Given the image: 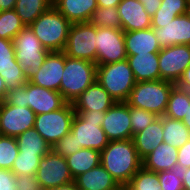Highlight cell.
Returning <instances> with one entry per match:
<instances>
[{
	"instance_id": "24",
	"label": "cell",
	"mask_w": 190,
	"mask_h": 190,
	"mask_svg": "<svg viewBox=\"0 0 190 190\" xmlns=\"http://www.w3.org/2000/svg\"><path fill=\"white\" fill-rule=\"evenodd\" d=\"M178 148L161 143L142 160V166L153 172L177 169Z\"/></svg>"
},
{
	"instance_id": "45",
	"label": "cell",
	"mask_w": 190,
	"mask_h": 190,
	"mask_svg": "<svg viewBox=\"0 0 190 190\" xmlns=\"http://www.w3.org/2000/svg\"><path fill=\"white\" fill-rule=\"evenodd\" d=\"M177 16H180L178 12L160 11L159 8L152 16V24H167Z\"/></svg>"
},
{
	"instance_id": "55",
	"label": "cell",
	"mask_w": 190,
	"mask_h": 190,
	"mask_svg": "<svg viewBox=\"0 0 190 190\" xmlns=\"http://www.w3.org/2000/svg\"><path fill=\"white\" fill-rule=\"evenodd\" d=\"M116 190H127V188L125 186H121V187L117 188Z\"/></svg>"
},
{
	"instance_id": "4",
	"label": "cell",
	"mask_w": 190,
	"mask_h": 190,
	"mask_svg": "<svg viewBox=\"0 0 190 190\" xmlns=\"http://www.w3.org/2000/svg\"><path fill=\"white\" fill-rule=\"evenodd\" d=\"M175 83L167 80L136 82L126 103L135 108L144 109L164 116L168 98Z\"/></svg>"
},
{
	"instance_id": "48",
	"label": "cell",
	"mask_w": 190,
	"mask_h": 190,
	"mask_svg": "<svg viewBox=\"0 0 190 190\" xmlns=\"http://www.w3.org/2000/svg\"><path fill=\"white\" fill-rule=\"evenodd\" d=\"M184 190H190V168L180 170Z\"/></svg>"
},
{
	"instance_id": "46",
	"label": "cell",
	"mask_w": 190,
	"mask_h": 190,
	"mask_svg": "<svg viewBox=\"0 0 190 190\" xmlns=\"http://www.w3.org/2000/svg\"><path fill=\"white\" fill-rule=\"evenodd\" d=\"M145 11L152 17L159 9L162 0H140Z\"/></svg>"
},
{
	"instance_id": "13",
	"label": "cell",
	"mask_w": 190,
	"mask_h": 190,
	"mask_svg": "<svg viewBox=\"0 0 190 190\" xmlns=\"http://www.w3.org/2000/svg\"><path fill=\"white\" fill-rule=\"evenodd\" d=\"M36 114L29 107L0 104V135L17 137L28 129L34 128Z\"/></svg>"
},
{
	"instance_id": "29",
	"label": "cell",
	"mask_w": 190,
	"mask_h": 190,
	"mask_svg": "<svg viewBox=\"0 0 190 190\" xmlns=\"http://www.w3.org/2000/svg\"><path fill=\"white\" fill-rule=\"evenodd\" d=\"M53 0H16L15 12L25 26H30L43 12L52 6Z\"/></svg>"
},
{
	"instance_id": "43",
	"label": "cell",
	"mask_w": 190,
	"mask_h": 190,
	"mask_svg": "<svg viewBox=\"0 0 190 190\" xmlns=\"http://www.w3.org/2000/svg\"><path fill=\"white\" fill-rule=\"evenodd\" d=\"M190 168V139L178 148L177 169L184 170Z\"/></svg>"
},
{
	"instance_id": "38",
	"label": "cell",
	"mask_w": 190,
	"mask_h": 190,
	"mask_svg": "<svg viewBox=\"0 0 190 190\" xmlns=\"http://www.w3.org/2000/svg\"><path fill=\"white\" fill-rule=\"evenodd\" d=\"M80 149L81 145L77 144L75 136L71 132L63 136L51 147V150L64 158L69 157Z\"/></svg>"
},
{
	"instance_id": "47",
	"label": "cell",
	"mask_w": 190,
	"mask_h": 190,
	"mask_svg": "<svg viewBox=\"0 0 190 190\" xmlns=\"http://www.w3.org/2000/svg\"><path fill=\"white\" fill-rule=\"evenodd\" d=\"M175 85L183 90L190 92V65L185 69L181 78Z\"/></svg>"
},
{
	"instance_id": "37",
	"label": "cell",
	"mask_w": 190,
	"mask_h": 190,
	"mask_svg": "<svg viewBox=\"0 0 190 190\" xmlns=\"http://www.w3.org/2000/svg\"><path fill=\"white\" fill-rule=\"evenodd\" d=\"M159 116L150 111L139 109L130 106V119L132 127V137L136 133L145 129L153 121H155Z\"/></svg>"
},
{
	"instance_id": "31",
	"label": "cell",
	"mask_w": 190,
	"mask_h": 190,
	"mask_svg": "<svg viewBox=\"0 0 190 190\" xmlns=\"http://www.w3.org/2000/svg\"><path fill=\"white\" fill-rule=\"evenodd\" d=\"M187 101H190V92L175 85L170 92L164 116L182 120L186 114Z\"/></svg>"
},
{
	"instance_id": "2",
	"label": "cell",
	"mask_w": 190,
	"mask_h": 190,
	"mask_svg": "<svg viewBox=\"0 0 190 190\" xmlns=\"http://www.w3.org/2000/svg\"><path fill=\"white\" fill-rule=\"evenodd\" d=\"M72 23L53 5L29 27L41 44L50 52L63 51Z\"/></svg>"
},
{
	"instance_id": "49",
	"label": "cell",
	"mask_w": 190,
	"mask_h": 190,
	"mask_svg": "<svg viewBox=\"0 0 190 190\" xmlns=\"http://www.w3.org/2000/svg\"><path fill=\"white\" fill-rule=\"evenodd\" d=\"M16 0H0V12L13 10L15 8Z\"/></svg>"
},
{
	"instance_id": "26",
	"label": "cell",
	"mask_w": 190,
	"mask_h": 190,
	"mask_svg": "<svg viewBox=\"0 0 190 190\" xmlns=\"http://www.w3.org/2000/svg\"><path fill=\"white\" fill-rule=\"evenodd\" d=\"M136 82L160 80L158 53L127 55Z\"/></svg>"
},
{
	"instance_id": "44",
	"label": "cell",
	"mask_w": 190,
	"mask_h": 190,
	"mask_svg": "<svg viewBox=\"0 0 190 190\" xmlns=\"http://www.w3.org/2000/svg\"><path fill=\"white\" fill-rule=\"evenodd\" d=\"M16 176L10 170L0 169V190H17Z\"/></svg>"
},
{
	"instance_id": "5",
	"label": "cell",
	"mask_w": 190,
	"mask_h": 190,
	"mask_svg": "<svg viewBox=\"0 0 190 190\" xmlns=\"http://www.w3.org/2000/svg\"><path fill=\"white\" fill-rule=\"evenodd\" d=\"M96 81L116 102H126L136 84L127 59L106 65H97Z\"/></svg>"
},
{
	"instance_id": "20",
	"label": "cell",
	"mask_w": 190,
	"mask_h": 190,
	"mask_svg": "<svg viewBox=\"0 0 190 190\" xmlns=\"http://www.w3.org/2000/svg\"><path fill=\"white\" fill-rule=\"evenodd\" d=\"M116 101L95 81L73 103L74 111L106 112Z\"/></svg>"
},
{
	"instance_id": "3",
	"label": "cell",
	"mask_w": 190,
	"mask_h": 190,
	"mask_svg": "<svg viewBox=\"0 0 190 190\" xmlns=\"http://www.w3.org/2000/svg\"><path fill=\"white\" fill-rule=\"evenodd\" d=\"M96 69V63L85 59L71 58L65 54L60 93L67 103L73 104L96 81Z\"/></svg>"
},
{
	"instance_id": "27",
	"label": "cell",
	"mask_w": 190,
	"mask_h": 190,
	"mask_svg": "<svg viewBox=\"0 0 190 190\" xmlns=\"http://www.w3.org/2000/svg\"><path fill=\"white\" fill-rule=\"evenodd\" d=\"M70 173L75 179L100 164V151L89 148H81L66 158Z\"/></svg>"
},
{
	"instance_id": "41",
	"label": "cell",
	"mask_w": 190,
	"mask_h": 190,
	"mask_svg": "<svg viewBox=\"0 0 190 190\" xmlns=\"http://www.w3.org/2000/svg\"><path fill=\"white\" fill-rule=\"evenodd\" d=\"M17 190H42L36 175L16 176Z\"/></svg>"
},
{
	"instance_id": "51",
	"label": "cell",
	"mask_w": 190,
	"mask_h": 190,
	"mask_svg": "<svg viewBox=\"0 0 190 190\" xmlns=\"http://www.w3.org/2000/svg\"><path fill=\"white\" fill-rule=\"evenodd\" d=\"M7 88L5 86L4 79L0 75V104L5 101L7 95Z\"/></svg>"
},
{
	"instance_id": "7",
	"label": "cell",
	"mask_w": 190,
	"mask_h": 190,
	"mask_svg": "<svg viewBox=\"0 0 190 190\" xmlns=\"http://www.w3.org/2000/svg\"><path fill=\"white\" fill-rule=\"evenodd\" d=\"M12 42L15 58L29 80L39 71L50 51L41 44L29 26H25Z\"/></svg>"
},
{
	"instance_id": "39",
	"label": "cell",
	"mask_w": 190,
	"mask_h": 190,
	"mask_svg": "<svg viewBox=\"0 0 190 190\" xmlns=\"http://www.w3.org/2000/svg\"><path fill=\"white\" fill-rule=\"evenodd\" d=\"M161 190H183L179 169L158 172Z\"/></svg>"
},
{
	"instance_id": "25",
	"label": "cell",
	"mask_w": 190,
	"mask_h": 190,
	"mask_svg": "<svg viewBox=\"0 0 190 190\" xmlns=\"http://www.w3.org/2000/svg\"><path fill=\"white\" fill-rule=\"evenodd\" d=\"M74 182L80 190H116L121 187L101 164L80 174Z\"/></svg>"
},
{
	"instance_id": "14",
	"label": "cell",
	"mask_w": 190,
	"mask_h": 190,
	"mask_svg": "<svg viewBox=\"0 0 190 190\" xmlns=\"http://www.w3.org/2000/svg\"><path fill=\"white\" fill-rule=\"evenodd\" d=\"M109 141L132 139L130 106L115 102L106 112L101 124Z\"/></svg>"
},
{
	"instance_id": "50",
	"label": "cell",
	"mask_w": 190,
	"mask_h": 190,
	"mask_svg": "<svg viewBox=\"0 0 190 190\" xmlns=\"http://www.w3.org/2000/svg\"><path fill=\"white\" fill-rule=\"evenodd\" d=\"M122 0H97L98 7H117Z\"/></svg>"
},
{
	"instance_id": "40",
	"label": "cell",
	"mask_w": 190,
	"mask_h": 190,
	"mask_svg": "<svg viewBox=\"0 0 190 190\" xmlns=\"http://www.w3.org/2000/svg\"><path fill=\"white\" fill-rule=\"evenodd\" d=\"M188 0H162L160 11L178 12L180 15L186 14Z\"/></svg>"
},
{
	"instance_id": "6",
	"label": "cell",
	"mask_w": 190,
	"mask_h": 190,
	"mask_svg": "<svg viewBox=\"0 0 190 190\" xmlns=\"http://www.w3.org/2000/svg\"><path fill=\"white\" fill-rule=\"evenodd\" d=\"M71 123L70 132L75 136L81 148L95 149L102 151L109 143V140L101 127L105 112L100 111H75Z\"/></svg>"
},
{
	"instance_id": "21",
	"label": "cell",
	"mask_w": 190,
	"mask_h": 190,
	"mask_svg": "<svg viewBox=\"0 0 190 190\" xmlns=\"http://www.w3.org/2000/svg\"><path fill=\"white\" fill-rule=\"evenodd\" d=\"M127 55L159 53L162 49L152 27L144 30L124 31Z\"/></svg>"
},
{
	"instance_id": "9",
	"label": "cell",
	"mask_w": 190,
	"mask_h": 190,
	"mask_svg": "<svg viewBox=\"0 0 190 190\" xmlns=\"http://www.w3.org/2000/svg\"><path fill=\"white\" fill-rule=\"evenodd\" d=\"M96 26L90 22L72 23L63 52L77 59L96 63Z\"/></svg>"
},
{
	"instance_id": "10",
	"label": "cell",
	"mask_w": 190,
	"mask_h": 190,
	"mask_svg": "<svg viewBox=\"0 0 190 190\" xmlns=\"http://www.w3.org/2000/svg\"><path fill=\"white\" fill-rule=\"evenodd\" d=\"M96 64L106 65L127 59L122 29L96 27Z\"/></svg>"
},
{
	"instance_id": "53",
	"label": "cell",
	"mask_w": 190,
	"mask_h": 190,
	"mask_svg": "<svg viewBox=\"0 0 190 190\" xmlns=\"http://www.w3.org/2000/svg\"><path fill=\"white\" fill-rule=\"evenodd\" d=\"M182 122L190 131V101H187V110H186L185 117L182 119Z\"/></svg>"
},
{
	"instance_id": "23",
	"label": "cell",
	"mask_w": 190,
	"mask_h": 190,
	"mask_svg": "<svg viewBox=\"0 0 190 190\" xmlns=\"http://www.w3.org/2000/svg\"><path fill=\"white\" fill-rule=\"evenodd\" d=\"M134 146L143 160L153 149L163 143V116L158 117L142 131L132 137Z\"/></svg>"
},
{
	"instance_id": "16",
	"label": "cell",
	"mask_w": 190,
	"mask_h": 190,
	"mask_svg": "<svg viewBox=\"0 0 190 190\" xmlns=\"http://www.w3.org/2000/svg\"><path fill=\"white\" fill-rule=\"evenodd\" d=\"M64 67L65 53L63 51L49 52L39 71L28 81L34 85L60 92Z\"/></svg>"
},
{
	"instance_id": "28",
	"label": "cell",
	"mask_w": 190,
	"mask_h": 190,
	"mask_svg": "<svg viewBox=\"0 0 190 190\" xmlns=\"http://www.w3.org/2000/svg\"><path fill=\"white\" fill-rule=\"evenodd\" d=\"M190 139V131L182 120L163 116V142L180 148Z\"/></svg>"
},
{
	"instance_id": "54",
	"label": "cell",
	"mask_w": 190,
	"mask_h": 190,
	"mask_svg": "<svg viewBox=\"0 0 190 190\" xmlns=\"http://www.w3.org/2000/svg\"><path fill=\"white\" fill-rule=\"evenodd\" d=\"M186 15L190 18V3H188V7L186 10Z\"/></svg>"
},
{
	"instance_id": "36",
	"label": "cell",
	"mask_w": 190,
	"mask_h": 190,
	"mask_svg": "<svg viewBox=\"0 0 190 190\" xmlns=\"http://www.w3.org/2000/svg\"><path fill=\"white\" fill-rule=\"evenodd\" d=\"M19 154L16 137L0 135V169L10 170Z\"/></svg>"
},
{
	"instance_id": "22",
	"label": "cell",
	"mask_w": 190,
	"mask_h": 190,
	"mask_svg": "<svg viewBox=\"0 0 190 190\" xmlns=\"http://www.w3.org/2000/svg\"><path fill=\"white\" fill-rule=\"evenodd\" d=\"M52 5L71 23L89 22L97 0H53Z\"/></svg>"
},
{
	"instance_id": "35",
	"label": "cell",
	"mask_w": 190,
	"mask_h": 190,
	"mask_svg": "<svg viewBox=\"0 0 190 190\" xmlns=\"http://www.w3.org/2000/svg\"><path fill=\"white\" fill-rule=\"evenodd\" d=\"M45 154H23L19 152L13 162L11 172L15 176L36 175L40 160Z\"/></svg>"
},
{
	"instance_id": "17",
	"label": "cell",
	"mask_w": 190,
	"mask_h": 190,
	"mask_svg": "<svg viewBox=\"0 0 190 190\" xmlns=\"http://www.w3.org/2000/svg\"><path fill=\"white\" fill-rule=\"evenodd\" d=\"M0 75L4 79L7 91L27 83L24 70L15 58L12 40L0 38Z\"/></svg>"
},
{
	"instance_id": "33",
	"label": "cell",
	"mask_w": 190,
	"mask_h": 190,
	"mask_svg": "<svg viewBox=\"0 0 190 190\" xmlns=\"http://www.w3.org/2000/svg\"><path fill=\"white\" fill-rule=\"evenodd\" d=\"M24 27L14 9L0 12V38L13 40Z\"/></svg>"
},
{
	"instance_id": "52",
	"label": "cell",
	"mask_w": 190,
	"mask_h": 190,
	"mask_svg": "<svg viewBox=\"0 0 190 190\" xmlns=\"http://www.w3.org/2000/svg\"><path fill=\"white\" fill-rule=\"evenodd\" d=\"M51 190H80V189L77 188V186L75 185V182L73 181Z\"/></svg>"
},
{
	"instance_id": "19",
	"label": "cell",
	"mask_w": 190,
	"mask_h": 190,
	"mask_svg": "<svg viewBox=\"0 0 190 190\" xmlns=\"http://www.w3.org/2000/svg\"><path fill=\"white\" fill-rule=\"evenodd\" d=\"M117 9L123 31L144 30L151 27L152 17L145 11L140 0H122Z\"/></svg>"
},
{
	"instance_id": "34",
	"label": "cell",
	"mask_w": 190,
	"mask_h": 190,
	"mask_svg": "<svg viewBox=\"0 0 190 190\" xmlns=\"http://www.w3.org/2000/svg\"><path fill=\"white\" fill-rule=\"evenodd\" d=\"M89 22L96 27L122 29L117 7H97Z\"/></svg>"
},
{
	"instance_id": "1",
	"label": "cell",
	"mask_w": 190,
	"mask_h": 190,
	"mask_svg": "<svg viewBox=\"0 0 190 190\" xmlns=\"http://www.w3.org/2000/svg\"><path fill=\"white\" fill-rule=\"evenodd\" d=\"M100 164L120 186H126L142 167L132 139L109 141L100 152Z\"/></svg>"
},
{
	"instance_id": "32",
	"label": "cell",
	"mask_w": 190,
	"mask_h": 190,
	"mask_svg": "<svg viewBox=\"0 0 190 190\" xmlns=\"http://www.w3.org/2000/svg\"><path fill=\"white\" fill-rule=\"evenodd\" d=\"M125 187L127 190H161L158 173L147 170L143 166Z\"/></svg>"
},
{
	"instance_id": "15",
	"label": "cell",
	"mask_w": 190,
	"mask_h": 190,
	"mask_svg": "<svg viewBox=\"0 0 190 190\" xmlns=\"http://www.w3.org/2000/svg\"><path fill=\"white\" fill-rule=\"evenodd\" d=\"M66 103L59 91L46 89L29 81L25 84V107L32 109L36 115L56 111Z\"/></svg>"
},
{
	"instance_id": "8",
	"label": "cell",
	"mask_w": 190,
	"mask_h": 190,
	"mask_svg": "<svg viewBox=\"0 0 190 190\" xmlns=\"http://www.w3.org/2000/svg\"><path fill=\"white\" fill-rule=\"evenodd\" d=\"M75 114L73 104L66 103L56 111L36 115L34 128L52 147L70 132Z\"/></svg>"
},
{
	"instance_id": "11",
	"label": "cell",
	"mask_w": 190,
	"mask_h": 190,
	"mask_svg": "<svg viewBox=\"0 0 190 190\" xmlns=\"http://www.w3.org/2000/svg\"><path fill=\"white\" fill-rule=\"evenodd\" d=\"M42 190H51L64 184L73 182L66 158L50 150L40 160L36 173Z\"/></svg>"
},
{
	"instance_id": "42",
	"label": "cell",
	"mask_w": 190,
	"mask_h": 190,
	"mask_svg": "<svg viewBox=\"0 0 190 190\" xmlns=\"http://www.w3.org/2000/svg\"><path fill=\"white\" fill-rule=\"evenodd\" d=\"M5 101L9 105L25 107V85L8 91Z\"/></svg>"
},
{
	"instance_id": "30",
	"label": "cell",
	"mask_w": 190,
	"mask_h": 190,
	"mask_svg": "<svg viewBox=\"0 0 190 190\" xmlns=\"http://www.w3.org/2000/svg\"><path fill=\"white\" fill-rule=\"evenodd\" d=\"M16 140L19 152H23V154H47L51 150V145L43 139L35 128L28 129L18 135Z\"/></svg>"
},
{
	"instance_id": "18",
	"label": "cell",
	"mask_w": 190,
	"mask_h": 190,
	"mask_svg": "<svg viewBox=\"0 0 190 190\" xmlns=\"http://www.w3.org/2000/svg\"><path fill=\"white\" fill-rule=\"evenodd\" d=\"M151 27L161 48L190 45V18L186 14L175 17L167 24H151Z\"/></svg>"
},
{
	"instance_id": "12",
	"label": "cell",
	"mask_w": 190,
	"mask_h": 190,
	"mask_svg": "<svg viewBox=\"0 0 190 190\" xmlns=\"http://www.w3.org/2000/svg\"><path fill=\"white\" fill-rule=\"evenodd\" d=\"M160 80L177 83L190 65V45L164 47L158 53Z\"/></svg>"
}]
</instances>
